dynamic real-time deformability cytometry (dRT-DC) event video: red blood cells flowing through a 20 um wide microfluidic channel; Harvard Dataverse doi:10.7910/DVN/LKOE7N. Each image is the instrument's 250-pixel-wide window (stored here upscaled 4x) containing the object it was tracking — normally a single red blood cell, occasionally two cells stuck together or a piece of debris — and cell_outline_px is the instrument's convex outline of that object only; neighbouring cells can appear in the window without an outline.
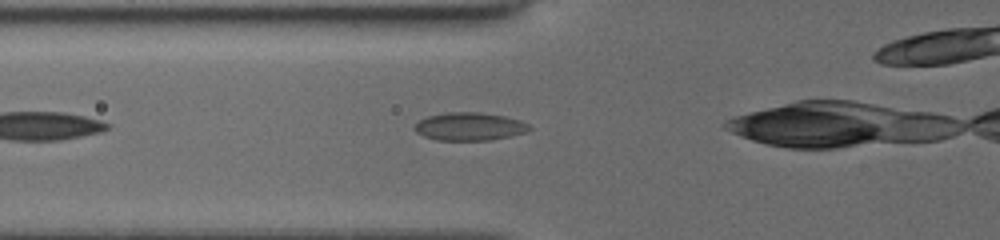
{"species": "common noctule bat (a hibernating species)", "species_latin": "Nyctalus noctula", "temperature_condition": "cold", "stored_images_in_passage": 28, "camera_frame_rate_fps": 3000, "um_per_image_px": 0.085, "animal": {"sex": "female", "body_mass_g": 19.5, "forearm_length_mm": 54.1}, "frame": {"image": 1, "passage_image": 4, "time_ms": 1.0, "image_size_px": [1000, 240], "cell_outline_px": [[532, 128], [524, 132], [508, 136], [488, 140], [436, 140], [424, 136], [416, 132], [412, 128], [420, 120], [428, 116], [448, 112], [480, 112], [504, 116], [520, 120], [528, 124]], "centroid_in_image_um": [39.88, 10.75], "position_along_channel_um": 85.9, "area_um2": 18.55}}
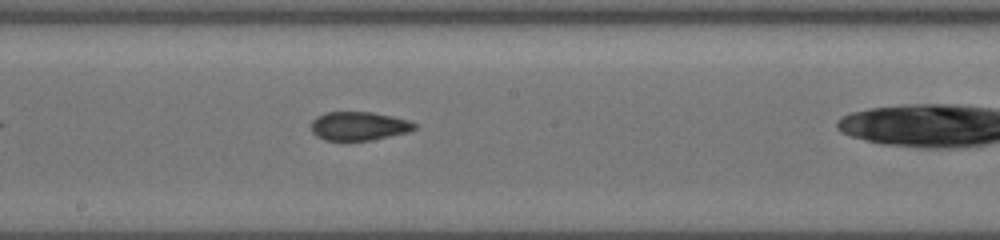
{"frame": {"image": 2, "passage_image": 14, "time_ms": 4.333, "image_size_px": [1000, 240], "cell_outline_px": [[416, 128], [408, 132], [372, 140], [348, 144], [344, 144], [324, 140], [316, 136], [312, 132], [312, 120], [316, 116], [324, 112], [372, 112], [392, 116], [408, 120], [416, 124]], "centroid_in_image_um": [30.44, 10.76], "position_along_channel_um": 217.8, "area_um2": 18.03}}
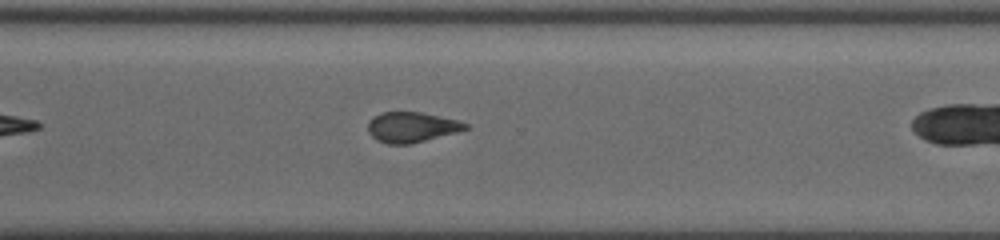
{"frame": {"image": 3, "passage_image": 23, "time_ms": 7.333, "image_size_px": [1000, 240], "cell_outline_px": [[468, 128], [456, 132], [412, 144], [388, 144], [376, 140], [372, 136], [368, 128], [368, 124], [372, 116], [380, 112], [420, 112], [456, 120], [468, 124]], "centroid_in_image_um": [34.95, 10.81], "position_along_channel_um": 335.7, "area_um2": 17.05}}